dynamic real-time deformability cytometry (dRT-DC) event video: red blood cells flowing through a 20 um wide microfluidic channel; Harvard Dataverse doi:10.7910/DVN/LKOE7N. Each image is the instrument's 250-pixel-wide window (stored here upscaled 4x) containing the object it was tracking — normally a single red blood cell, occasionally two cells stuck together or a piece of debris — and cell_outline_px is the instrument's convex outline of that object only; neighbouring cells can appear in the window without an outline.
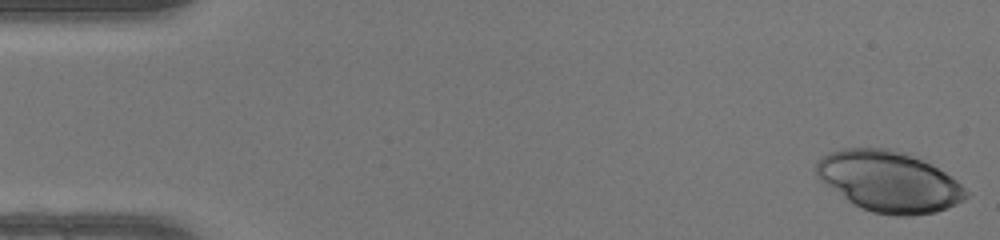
{"species": "human", "species_latin": "Homo sapiens", "temperature_condition": "warm", "stored_images_in_passage": 48, "camera_frame_rate_fps": 3000, "um_per_image_px": 0.085, "donor": {"sex": "female"}, "frame": {"image": 1, "passage_image": 1, "time_ms": 0.0, "image_size_px": [1000, 240], "cell_outline_px": [[972, 192], [964, 200], [956, 204], [936, 212], [908, 216], [896, 216], [872, 212], [848, 200], [820, 180], [816, 176], [816, 164], [824, 156], [832, 152], [844, 148], [888, 148], [908, 152], [932, 164], [956, 180]], "centroid_in_image_um": [75.62, 15.42], "position_along_channel_um": 9.4, "area_um2": 52.89}}
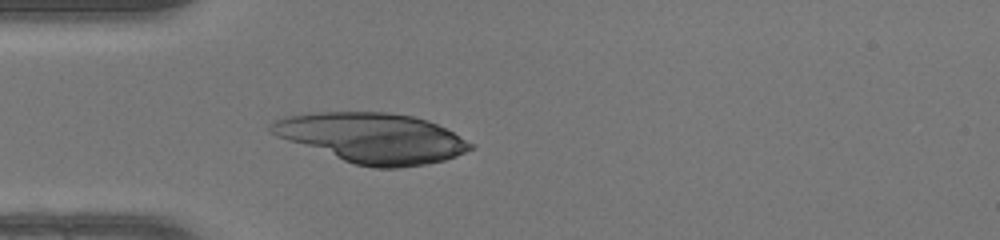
{"frame": {"image": 2, "passage_image": 14, "time_ms": 4.333, "image_size_px": [1000, 240], "cell_outline_px": [[476, 148], [456, 156], [444, 160], [424, 164], [400, 168], [376, 168], [356, 164], [344, 160], [276, 136], [268, 132], [268, 124], [272, 120], [284, 116], [308, 112], [388, 112], [416, 116], [428, 120], [476, 144]], "centroid_in_image_um": [31.63, 11.7], "position_along_channel_um": 53.4, "area_um2": 58.15}}